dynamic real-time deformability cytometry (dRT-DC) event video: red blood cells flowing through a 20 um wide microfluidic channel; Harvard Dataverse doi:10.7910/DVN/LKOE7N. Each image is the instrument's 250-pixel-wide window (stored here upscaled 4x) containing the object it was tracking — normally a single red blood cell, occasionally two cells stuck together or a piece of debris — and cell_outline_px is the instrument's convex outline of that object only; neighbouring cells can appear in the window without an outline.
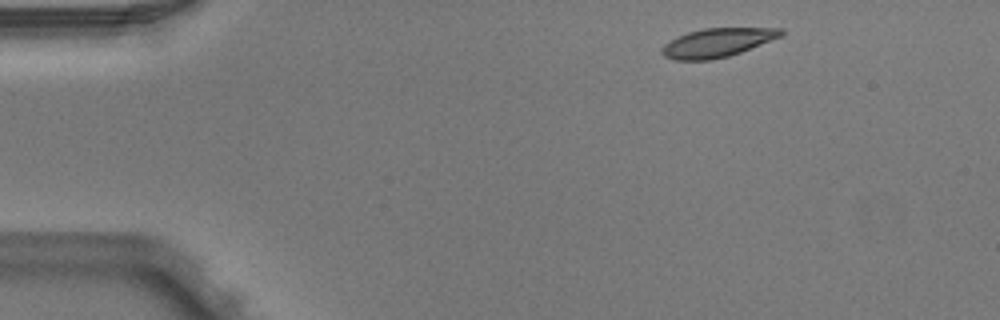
{"species": "Egyptian fruit bat (a non-hibernating species)", "species_latin": "Rousettus aegyptiacus", "temperature_condition": "warm", "stored_images_in_passage": 3, "camera_frame_rate_fps": 3000, "um_per_image_px": 0.085, "animal": {"sex": "male"}, "frame": {"image": 1, "passage_image": 1, "time_ms": 0.0, "image_size_px": [1000, 320], "cell_outline_px": [[784, 36], [740, 52], [728, 56], [708, 60], [676, 60], [664, 56], [660, 52], [664, 44], [688, 32], [704, 28], [784, 28]], "centroid_in_image_um": [61.01, 3.62], "position_along_channel_um": 24.0, "area_um2": 19.88}}